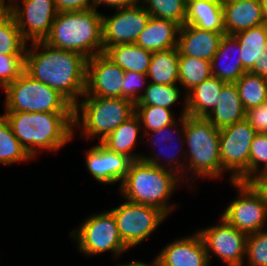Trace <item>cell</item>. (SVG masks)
<instances>
[{"mask_svg":"<svg viewBox=\"0 0 267 266\" xmlns=\"http://www.w3.org/2000/svg\"><path fill=\"white\" fill-rule=\"evenodd\" d=\"M42 52H36L38 48ZM24 71L32 78L63 95L73 106L86 91L87 59L76 52L51 47L44 41L32 42L25 52Z\"/></svg>","mask_w":267,"mask_h":266,"instance_id":"cell-1","label":"cell"},{"mask_svg":"<svg viewBox=\"0 0 267 266\" xmlns=\"http://www.w3.org/2000/svg\"><path fill=\"white\" fill-rule=\"evenodd\" d=\"M3 115L31 158L36 156L37 149L56 151L73 137L74 112H5Z\"/></svg>","mask_w":267,"mask_h":266,"instance_id":"cell-2","label":"cell"},{"mask_svg":"<svg viewBox=\"0 0 267 266\" xmlns=\"http://www.w3.org/2000/svg\"><path fill=\"white\" fill-rule=\"evenodd\" d=\"M159 160L160 155L155 158L141 155L140 160L132 161L120 183V192L127 201L157 207L168 216L175 206H169L167 199L181 177L175 175L176 169L172 171V166L167 169Z\"/></svg>","mask_w":267,"mask_h":266,"instance_id":"cell-3","label":"cell"},{"mask_svg":"<svg viewBox=\"0 0 267 266\" xmlns=\"http://www.w3.org/2000/svg\"><path fill=\"white\" fill-rule=\"evenodd\" d=\"M102 16L94 8L60 12L44 42L54 48L76 52L86 59L104 53Z\"/></svg>","mask_w":267,"mask_h":266,"instance_id":"cell-4","label":"cell"},{"mask_svg":"<svg viewBox=\"0 0 267 266\" xmlns=\"http://www.w3.org/2000/svg\"><path fill=\"white\" fill-rule=\"evenodd\" d=\"M184 140L189 147L188 164L196 176L216 178L224 172L220 158V129L205 117L180 116Z\"/></svg>","mask_w":267,"mask_h":266,"instance_id":"cell-5","label":"cell"},{"mask_svg":"<svg viewBox=\"0 0 267 266\" xmlns=\"http://www.w3.org/2000/svg\"><path fill=\"white\" fill-rule=\"evenodd\" d=\"M73 110V128L80 126L83 137L97 136L102 142L135 114V103L127 98L86 96L74 105ZM79 112H82L81 119Z\"/></svg>","mask_w":267,"mask_h":266,"instance_id":"cell-6","label":"cell"},{"mask_svg":"<svg viewBox=\"0 0 267 266\" xmlns=\"http://www.w3.org/2000/svg\"><path fill=\"white\" fill-rule=\"evenodd\" d=\"M5 112H73L74 106L57 90L25 71L5 89Z\"/></svg>","mask_w":267,"mask_h":266,"instance_id":"cell-7","label":"cell"},{"mask_svg":"<svg viewBox=\"0 0 267 266\" xmlns=\"http://www.w3.org/2000/svg\"><path fill=\"white\" fill-rule=\"evenodd\" d=\"M239 196L222 214L229 224L249 235L263 229L267 220V197L256 182L233 181Z\"/></svg>","mask_w":267,"mask_h":266,"instance_id":"cell-8","label":"cell"},{"mask_svg":"<svg viewBox=\"0 0 267 266\" xmlns=\"http://www.w3.org/2000/svg\"><path fill=\"white\" fill-rule=\"evenodd\" d=\"M257 133L244 119L220 129V158L224 171H232L233 181L249 182L251 142Z\"/></svg>","mask_w":267,"mask_h":266,"instance_id":"cell-9","label":"cell"},{"mask_svg":"<svg viewBox=\"0 0 267 266\" xmlns=\"http://www.w3.org/2000/svg\"><path fill=\"white\" fill-rule=\"evenodd\" d=\"M71 235L77 241L78 249L90 256L111 251L116 257L129 248L122 241L116 220L110 211L90 216Z\"/></svg>","mask_w":267,"mask_h":266,"instance_id":"cell-10","label":"cell"},{"mask_svg":"<svg viewBox=\"0 0 267 266\" xmlns=\"http://www.w3.org/2000/svg\"><path fill=\"white\" fill-rule=\"evenodd\" d=\"M110 212L113 214L122 241L134 247L144 241L167 215L159 208L126 201Z\"/></svg>","mask_w":267,"mask_h":266,"instance_id":"cell-11","label":"cell"},{"mask_svg":"<svg viewBox=\"0 0 267 266\" xmlns=\"http://www.w3.org/2000/svg\"><path fill=\"white\" fill-rule=\"evenodd\" d=\"M151 15L141 5L117 9L113 16H102L104 51L120 44H134Z\"/></svg>","mask_w":267,"mask_h":266,"instance_id":"cell-12","label":"cell"},{"mask_svg":"<svg viewBox=\"0 0 267 266\" xmlns=\"http://www.w3.org/2000/svg\"><path fill=\"white\" fill-rule=\"evenodd\" d=\"M221 222L199 231L206 247L208 258L213 251L228 266H242L246 255L248 235L236 229L221 217ZM211 250V251H210Z\"/></svg>","mask_w":267,"mask_h":266,"instance_id":"cell-13","label":"cell"},{"mask_svg":"<svg viewBox=\"0 0 267 266\" xmlns=\"http://www.w3.org/2000/svg\"><path fill=\"white\" fill-rule=\"evenodd\" d=\"M23 8L14 3L11 15L23 38L28 41H44L58 12L54 0H22ZM28 27V29H27Z\"/></svg>","mask_w":267,"mask_h":266,"instance_id":"cell-14","label":"cell"},{"mask_svg":"<svg viewBox=\"0 0 267 266\" xmlns=\"http://www.w3.org/2000/svg\"><path fill=\"white\" fill-rule=\"evenodd\" d=\"M124 73L104 53L87 59L86 91L84 96L122 98Z\"/></svg>","mask_w":267,"mask_h":266,"instance_id":"cell-15","label":"cell"},{"mask_svg":"<svg viewBox=\"0 0 267 266\" xmlns=\"http://www.w3.org/2000/svg\"><path fill=\"white\" fill-rule=\"evenodd\" d=\"M132 160L108 150L101 143L93 146L86 155V165L95 180L113 184L126 177Z\"/></svg>","mask_w":267,"mask_h":266,"instance_id":"cell-16","label":"cell"},{"mask_svg":"<svg viewBox=\"0 0 267 266\" xmlns=\"http://www.w3.org/2000/svg\"><path fill=\"white\" fill-rule=\"evenodd\" d=\"M157 257L161 266H209L210 263L199 232L168 244Z\"/></svg>","mask_w":267,"mask_h":266,"instance_id":"cell-17","label":"cell"},{"mask_svg":"<svg viewBox=\"0 0 267 266\" xmlns=\"http://www.w3.org/2000/svg\"><path fill=\"white\" fill-rule=\"evenodd\" d=\"M225 32H212L184 24L180 27L177 48L179 56H190L211 61Z\"/></svg>","mask_w":267,"mask_h":266,"instance_id":"cell-18","label":"cell"},{"mask_svg":"<svg viewBox=\"0 0 267 266\" xmlns=\"http://www.w3.org/2000/svg\"><path fill=\"white\" fill-rule=\"evenodd\" d=\"M226 35L266 23L260 0H222Z\"/></svg>","mask_w":267,"mask_h":266,"instance_id":"cell-19","label":"cell"},{"mask_svg":"<svg viewBox=\"0 0 267 266\" xmlns=\"http://www.w3.org/2000/svg\"><path fill=\"white\" fill-rule=\"evenodd\" d=\"M180 25L171 20L150 17L146 27L138 36L135 44L150 52L176 48Z\"/></svg>","mask_w":267,"mask_h":266,"instance_id":"cell-20","label":"cell"},{"mask_svg":"<svg viewBox=\"0 0 267 266\" xmlns=\"http://www.w3.org/2000/svg\"><path fill=\"white\" fill-rule=\"evenodd\" d=\"M227 82L211 76L189 92L185 99L182 116L206 117L219 102L222 87Z\"/></svg>","mask_w":267,"mask_h":266,"instance_id":"cell-21","label":"cell"},{"mask_svg":"<svg viewBox=\"0 0 267 266\" xmlns=\"http://www.w3.org/2000/svg\"><path fill=\"white\" fill-rule=\"evenodd\" d=\"M246 110L235 83H226L220 92L216 107L205 117L218 129L245 119Z\"/></svg>","mask_w":267,"mask_h":266,"instance_id":"cell-22","label":"cell"},{"mask_svg":"<svg viewBox=\"0 0 267 266\" xmlns=\"http://www.w3.org/2000/svg\"><path fill=\"white\" fill-rule=\"evenodd\" d=\"M185 24L212 32H225L222 0H193L187 3Z\"/></svg>","mask_w":267,"mask_h":266,"instance_id":"cell-23","label":"cell"},{"mask_svg":"<svg viewBox=\"0 0 267 266\" xmlns=\"http://www.w3.org/2000/svg\"><path fill=\"white\" fill-rule=\"evenodd\" d=\"M231 48L238 51L237 57L235 56L236 59H234V62L228 63L227 61L226 63L223 62V64L219 63V65H221L219 66L217 62H220L221 59H225V56L228 57L229 53H233L230 52ZM233 49L231 50L235 51ZM240 52L241 48L238 40L233 35L225 34L220 42L219 49L211 60L212 76L217 77L218 79L223 80L227 83H235L236 81H238L246 72L243 69Z\"/></svg>","mask_w":267,"mask_h":266,"instance_id":"cell-24","label":"cell"},{"mask_svg":"<svg viewBox=\"0 0 267 266\" xmlns=\"http://www.w3.org/2000/svg\"><path fill=\"white\" fill-rule=\"evenodd\" d=\"M104 54L124 71L147 74L153 53L137 44L108 47Z\"/></svg>","mask_w":267,"mask_h":266,"instance_id":"cell-25","label":"cell"},{"mask_svg":"<svg viewBox=\"0 0 267 266\" xmlns=\"http://www.w3.org/2000/svg\"><path fill=\"white\" fill-rule=\"evenodd\" d=\"M140 123L139 117L134 114L100 143L108 150L117 154L125 155L132 161L140 160L141 155H135L132 151L137 141L141 127Z\"/></svg>","mask_w":267,"mask_h":266,"instance_id":"cell-26","label":"cell"},{"mask_svg":"<svg viewBox=\"0 0 267 266\" xmlns=\"http://www.w3.org/2000/svg\"><path fill=\"white\" fill-rule=\"evenodd\" d=\"M179 51L172 48L165 51L153 52L147 77L151 83L171 85L179 82Z\"/></svg>","mask_w":267,"mask_h":266,"instance_id":"cell-27","label":"cell"},{"mask_svg":"<svg viewBox=\"0 0 267 266\" xmlns=\"http://www.w3.org/2000/svg\"><path fill=\"white\" fill-rule=\"evenodd\" d=\"M233 36L240 44L243 69L249 72L267 46V23L240 31Z\"/></svg>","mask_w":267,"mask_h":266,"instance_id":"cell-28","label":"cell"},{"mask_svg":"<svg viewBox=\"0 0 267 266\" xmlns=\"http://www.w3.org/2000/svg\"><path fill=\"white\" fill-rule=\"evenodd\" d=\"M235 84L246 111L267 101L266 78L252 72H245Z\"/></svg>","mask_w":267,"mask_h":266,"instance_id":"cell-29","label":"cell"},{"mask_svg":"<svg viewBox=\"0 0 267 266\" xmlns=\"http://www.w3.org/2000/svg\"><path fill=\"white\" fill-rule=\"evenodd\" d=\"M179 82L187 91L212 76L211 61L190 56H179Z\"/></svg>","mask_w":267,"mask_h":266,"instance_id":"cell-30","label":"cell"},{"mask_svg":"<svg viewBox=\"0 0 267 266\" xmlns=\"http://www.w3.org/2000/svg\"><path fill=\"white\" fill-rule=\"evenodd\" d=\"M31 160V156L21 146L5 118L0 117V163L11 164Z\"/></svg>","mask_w":267,"mask_h":266,"instance_id":"cell-31","label":"cell"},{"mask_svg":"<svg viewBox=\"0 0 267 266\" xmlns=\"http://www.w3.org/2000/svg\"><path fill=\"white\" fill-rule=\"evenodd\" d=\"M144 91V94H140L141 98L135 103V106H159L170 109L169 107L176 103L181 95L180 89L175 84L148 82Z\"/></svg>","mask_w":267,"mask_h":266,"instance_id":"cell-32","label":"cell"},{"mask_svg":"<svg viewBox=\"0 0 267 266\" xmlns=\"http://www.w3.org/2000/svg\"><path fill=\"white\" fill-rule=\"evenodd\" d=\"M140 3H148L143 7L152 17L171 20L180 26L185 24L187 4L184 0H142Z\"/></svg>","mask_w":267,"mask_h":266,"instance_id":"cell-33","label":"cell"},{"mask_svg":"<svg viewBox=\"0 0 267 266\" xmlns=\"http://www.w3.org/2000/svg\"><path fill=\"white\" fill-rule=\"evenodd\" d=\"M26 42L12 15L0 24V54L25 55Z\"/></svg>","mask_w":267,"mask_h":266,"instance_id":"cell-34","label":"cell"},{"mask_svg":"<svg viewBox=\"0 0 267 266\" xmlns=\"http://www.w3.org/2000/svg\"><path fill=\"white\" fill-rule=\"evenodd\" d=\"M260 163L264 164L261 170H259ZM266 174H267V133H257L254 136L250 147L249 182H256L258 179L262 178Z\"/></svg>","mask_w":267,"mask_h":266,"instance_id":"cell-35","label":"cell"},{"mask_svg":"<svg viewBox=\"0 0 267 266\" xmlns=\"http://www.w3.org/2000/svg\"><path fill=\"white\" fill-rule=\"evenodd\" d=\"M170 109L159 106H135V114L139 117L140 122L143 123L144 129L148 131L159 130L165 126L171 125L175 122Z\"/></svg>","mask_w":267,"mask_h":266,"instance_id":"cell-36","label":"cell"},{"mask_svg":"<svg viewBox=\"0 0 267 266\" xmlns=\"http://www.w3.org/2000/svg\"><path fill=\"white\" fill-rule=\"evenodd\" d=\"M246 254L250 266H267V231L260 230L248 235Z\"/></svg>","mask_w":267,"mask_h":266,"instance_id":"cell-37","label":"cell"},{"mask_svg":"<svg viewBox=\"0 0 267 266\" xmlns=\"http://www.w3.org/2000/svg\"><path fill=\"white\" fill-rule=\"evenodd\" d=\"M25 69V55L0 54V85L4 90L22 75Z\"/></svg>","mask_w":267,"mask_h":266,"instance_id":"cell-38","label":"cell"},{"mask_svg":"<svg viewBox=\"0 0 267 266\" xmlns=\"http://www.w3.org/2000/svg\"><path fill=\"white\" fill-rule=\"evenodd\" d=\"M146 78H148L147 74L125 71L122 84V98H127L136 103L141 98L138 92L145 84Z\"/></svg>","mask_w":267,"mask_h":266,"instance_id":"cell-39","label":"cell"},{"mask_svg":"<svg viewBox=\"0 0 267 266\" xmlns=\"http://www.w3.org/2000/svg\"><path fill=\"white\" fill-rule=\"evenodd\" d=\"M245 119L256 133H267V101L246 111Z\"/></svg>","mask_w":267,"mask_h":266,"instance_id":"cell-40","label":"cell"},{"mask_svg":"<svg viewBox=\"0 0 267 266\" xmlns=\"http://www.w3.org/2000/svg\"><path fill=\"white\" fill-rule=\"evenodd\" d=\"M54 3L58 13L94 8V0H54Z\"/></svg>","mask_w":267,"mask_h":266,"instance_id":"cell-41","label":"cell"},{"mask_svg":"<svg viewBox=\"0 0 267 266\" xmlns=\"http://www.w3.org/2000/svg\"><path fill=\"white\" fill-rule=\"evenodd\" d=\"M176 124H177V122H174L173 124H171V125H168V126H165V127H163V128H160L159 130H156V131H153L154 133L153 134H161L160 136H158L157 137V140L155 141V140H152L153 141V144L155 145L156 143H161L160 141L162 140H165V139H167L168 141H170L169 143H171L172 142V139H170V137L169 136H171V134H172V130H169L168 128H172V127H174L175 126V128H176ZM165 131V132H164ZM170 134V135H169ZM154 139H156V137H154ZM160 140V141H159ZM159 145H161V144H159ZM169 147V146H168ZM168 147H166V149L168 148ZM176 147V146H175ZM173 148V147H172ZM161 149L162 148H159V151H161ZM165 149V148H164ZM166 151H168V150H166ZM163 152V151H162ZM176 152V151H175ZM166 154V153H165ZM165 154H163V155H165ZM174 152H172V156L171 155H169L170 157H169V159H168V163H170V165L172 164V165H174L175 164V162L177 163L178 162V158L177 159H175V157H174ZM172 162V163H171Z\"/></svg>","mask_w":267,"mask_h":266,"instance_id":"cell-42","label":"cell"},{"mask_svg":"<svg viewBox=\"0 0 267 266\" xmlns=\"http://www.w3.org/2000/svg\"><path fill=\"white\" fill-rule=\"evenodd\" d=\"M139 0H94V9L97 8L98 5L104 4L113 8L122 9L126 7H132L138 5Z\"/></svg>","mask_w":267,"mask_h":266,"instance_id":"cell-43","label":"cell"},{"mask_svg":"<svg viewBox=\"0 0 267 266\" xmlns=\"http://www.w3.org/2000/svg\"><path fill=\"white\" fill-rule=\"evenodd\" d=\"M249 72L267 79V46L261 51L258 62H255L254 67Z\"/></svg>","mask_w":267,"mask_h":266,"instance_id":"cell-44","label":"cell"},{"mask_svg":"<svg viewBox=\"0 0 267 266\" xmlns=\"http://www.w3.org/2000/svg\"><path fill=\"white\" fill-rule=\"evenodd\" d=\"M11 15V7L0 2V24L3 23Z\"/></svg>","mask_w":267,"mask_h":266,"instance_id":"cell-45","label":"cell"},{"mask_svg":"<svg viewBox=\"0 0 267 266\" xmlns=\"http://www.w3.org/2000/svg\"><path fill=\"white\" fill-rule=\"evenodd\" d=\"M116 266H161L160 260L158 259V257H156V259H154L153 263L150 265L145 264L143 262L140 261H134L128 264H120V265H116Z\"/></svg>","mask_w":267,"mask_h":266,"instance_id":"cell-46","label":"cell"},{"mask_svg":"<svg viewBox=\"0 0 267 266\" xmlns=\"http://www.w3.org/2000/svg\"><path fill=\"white\" fill-rule=\"evenodd\" d=\"M256 183L261 187V188H267V174L263 176L262 178L258 179Z\"/></svg>","mask_w":267,"mask_h":266,"instance_id":"cell-47","label":"cell"},{"mask_svg":"<svg viewBox=\"0 0 267 266\" xmlns=\"http://www.w3.org/2000/svg\"><path fill=\"white\" fill-rule=\"evenodd\" d=\"M264 19L267 23V0H260Z\"/></svg>","mask_w":267,"mask_h":266,"instance_id":"cell-48","label":"cell"},{"mask_svg":"<svg viewBox=\"0 0 267 266\" xmlns=\"http://www.w3.org/2000/svg\"><path fill=\"white\" fill-rule=\"evenodd\" d=\"M14 1H15V0H8V3H7V4H8L10 7H12V6H13V3H15ZM0 2L5 3L4 0H0Z\"/></svg>","mask_w":267,"mask_h":266,"instance_id":"cell-49","label":"cell"},{"mask_svg":"<svg viewBox=\"0 0 267 266\" xmlns=\"http://www.w3.org/2000/svg\"><path fill=\"white\" fill-rule=\"evenodd\" d=\"M263 191H264V193L266 194V197H267V188H261Z\"/></svg>","mask_w":267,"mask_h":266,"instance_id":"cell-50","label":"cell"},{"mask_svg":"<svg viewBox=\"0 0 267 266\" xmlns=\"http://www.w3.org/2000/svg\"><path fill=\"white\" fill-rule=\"evenodd\" d=\"M184 1H185L186 4H187V3H189V2H191V1H193V0H184Z\"/></svg>","mask_w":267,"mask_h":266,"instance_id":"cell-51","label":"cell"}]
</instances>
